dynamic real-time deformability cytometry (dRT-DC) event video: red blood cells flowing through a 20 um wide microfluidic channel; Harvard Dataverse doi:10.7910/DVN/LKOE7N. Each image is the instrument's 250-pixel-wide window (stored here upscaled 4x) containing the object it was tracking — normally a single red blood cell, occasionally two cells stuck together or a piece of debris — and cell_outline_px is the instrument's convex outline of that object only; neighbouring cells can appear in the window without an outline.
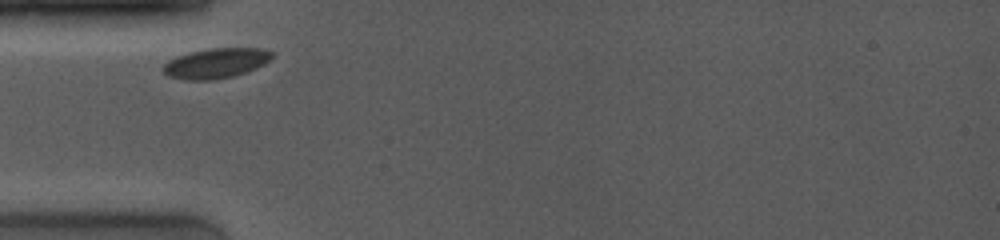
{"species": "common noctule bat (a hibernating species)", "species_latin": "Nyctalus noctula", "temperature_condition": "room temperature", "stored_images_in_passage": 6, "camera_frame_rate_fps": 4000, "um_per_image_px": 0.085, "animal": {"sex": "female", "body_mass_g": 19.0, "forearm_length_mm": 53.3}, "frame": {"image": 1, "passage_image": 1, "time_ms": 0.0, "image_size_px": [1000, 240], "cell_outline_px": [[272, 56], [264, 64], [256, 68], [232, 76], [212, 80], [188, 80], [168, 76], [160, 68], [168, 60], [176, 56], [188, 52], [208, 48], [260, 48], [272, 52]], "centroid_in_image_um": [18.29, 5.36], "position_along_channel_um": 66.7, "area_um2": 19.02}}
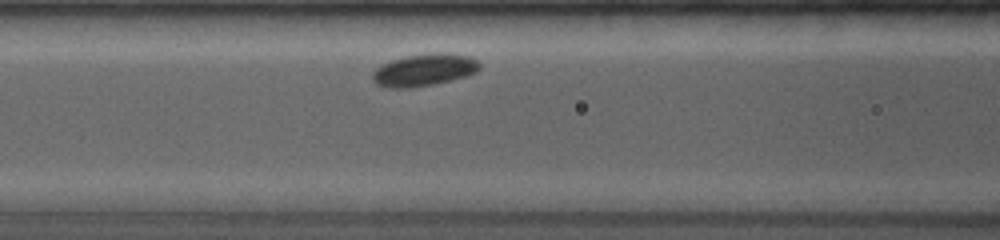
{"frame": {"image": 2, "passage_image": 4, "time_ms": 1.75, "image_size_px": [1000, 240], "cell_outline_px": [[480, 68], [476, 72], [464, 76], [432, 84], [412, 88], [388, 88], [376, 84], [372, 80], [372, 72], [380, 64], [392, 60], [408, 56], [436, 52], [444, 52], [468, 56], [476, 60], [480, 64]], "centroid_in_image_um": [36.0, 5.94], "position_along_channel_um": 130.6, "area_um2": 20.0}}